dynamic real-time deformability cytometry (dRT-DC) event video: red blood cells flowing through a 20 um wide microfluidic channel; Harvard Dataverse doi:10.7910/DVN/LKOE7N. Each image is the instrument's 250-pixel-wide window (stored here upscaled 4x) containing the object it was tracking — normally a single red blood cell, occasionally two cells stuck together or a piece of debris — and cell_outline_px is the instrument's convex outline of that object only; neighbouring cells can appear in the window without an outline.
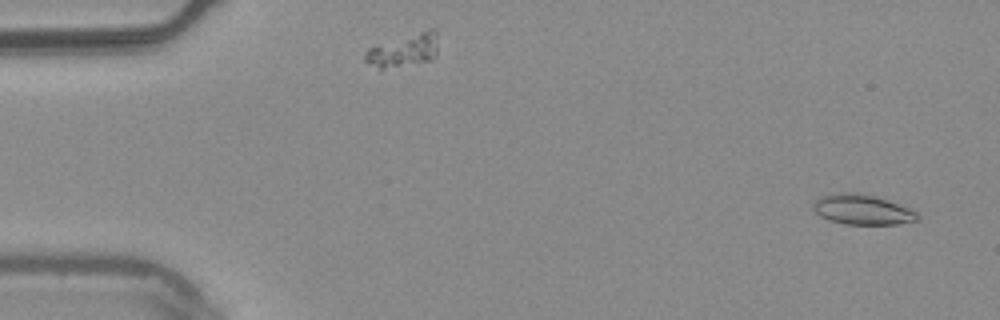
{"species": "common noctule bat (a hibernating species)", "species_latin": "Nyctalus noctula", "temperature_condition": "warm", "stored_images_in_passage": 4, "camera_frame_rate_fps": 3000, "um_per_image_px": 0.085, "animal": {"sex": "male", "body_mass_g": 20.4}, "frame": {"image": 1, "passage_image": 1, "time_ms": 0.0, "image_size_px": [1000, 320], "cell_outline_px": [[920, 220], [900, 224], [844, 224], [828, 220], [820, 216], [812, 208], [812, 204], [820, 196], [840, 192], [856, 192], [872, 196], [908, 208], [916, 212], [920, 216]], "centroid_in_image_um": [73.26, 17.83], "position_along_channel_um": 11.7, "area_um2": 18.15}}
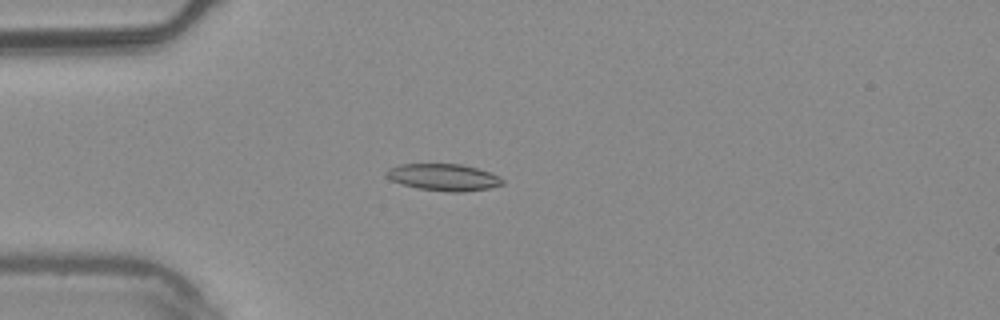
{"frame": {"image": 2, "passage_image": 4, "time_ms": 1.0, "image_size_px": [1000, 320], "cell_outline_px": [[504, 184], [488, 188], [464, 192], [448, 192], [416, 188], [392, 180], [384, 176], [384, 172], [388, 168], [400, 164], [460, 164], [476, 168], [500, 176], [504, 180]], "centroid_in_image_um": [37.68, 15.07], "position_along_channel_um": 47.3, "area_um2": 18.21}}